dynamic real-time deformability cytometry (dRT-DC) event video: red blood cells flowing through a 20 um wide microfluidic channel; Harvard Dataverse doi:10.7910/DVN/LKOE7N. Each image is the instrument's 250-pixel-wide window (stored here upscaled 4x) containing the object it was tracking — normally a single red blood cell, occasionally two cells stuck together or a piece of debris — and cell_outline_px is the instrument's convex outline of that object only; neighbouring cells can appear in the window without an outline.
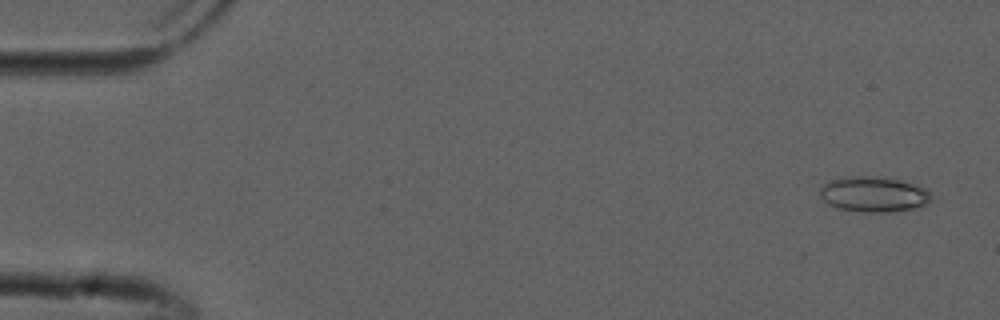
{"species": "common noctule bat (a hibernating species)", "species_latin": "Nyctalus noctula", "temperature_condition": "cold", "stored_images_in_passage": 53, "camera_frame_rate_fps": 3000, "um_per_image_px": 0.085, "animal": {"sex": "male", "forearm_length_mm": 52.5}, "frame": {"image": 1, "passage_image": 3, "time_ms": 0.667, "image_size_px": [1000, 320], "cell_outline_px": [[932, 200], [924, 204], [912, 208], [884, 212], [860, 212], [840, 208], [824, 200], [820, 196], [820, 188], [824, 184], [832, 180], [852, 176], [876, 176], [912, 180], [924, 188], [932, 196]], "centroid_in_image_um": [74.32, 16.48], "position_along_channel_um": 10.7, "area_um2": 22.95}}
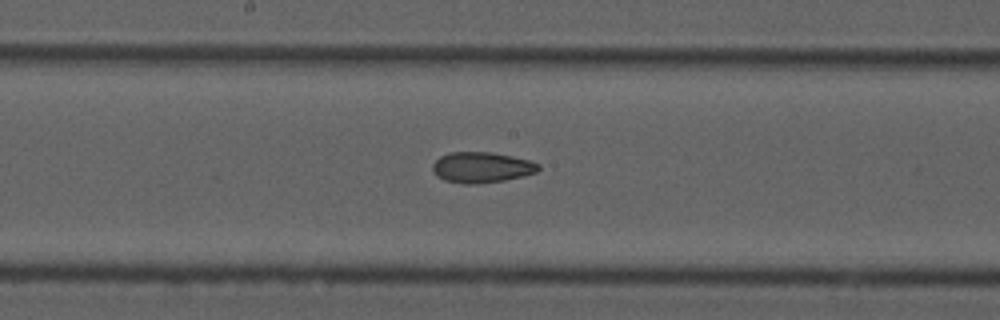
{"frame": {"image": 2, "passage_image": 28, "time_ms": 9.0, "image_size_px": [1000, 320], "cell_outline_px": [[540, 168], [536, 172], [524, 176], [504, 180], [480, 184], [464, 184], [444, 180], [436, 176], [432, 168], [432, 164], [440, 156], [452, 152], [492, 152], [512, 156], [528, 160], [540, 164]], "centroid_in_image_um": [40.93, 14.23], "position_along_channel_um": 207.3, "area_um2": 19.02}}
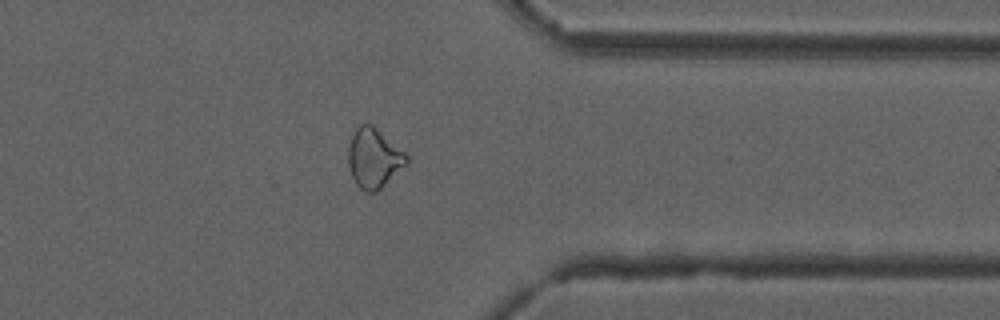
{"frame": {"image": 3, "passage_image": 42, "time_ms": 13.667, "image_size_px": [1000, 320], "cell_outline_px": [[408, 164], [376, 192], [364, 192], [356, 184], [352, 176], [348, 164], [348, 148], [352, 136], [356, 128], [360, 124], [372, 124], [404, 152], [408, 156]], "centroid_in_image_um": [31.77, 13.46], "position_along_channel_um": 379.6, "area_um2": 20.11}, "authors_computed_cell_mechanics": {"area_um2": 20.3456, "velocity_mm_per_s": 3.876, "shape_relaxation_time_tau1_ms": null, "shape_relaxation_time_tau2_ms": 3.7884, "deformation_change_tau1": null, "deformation_change_tau2": 0.1082}}